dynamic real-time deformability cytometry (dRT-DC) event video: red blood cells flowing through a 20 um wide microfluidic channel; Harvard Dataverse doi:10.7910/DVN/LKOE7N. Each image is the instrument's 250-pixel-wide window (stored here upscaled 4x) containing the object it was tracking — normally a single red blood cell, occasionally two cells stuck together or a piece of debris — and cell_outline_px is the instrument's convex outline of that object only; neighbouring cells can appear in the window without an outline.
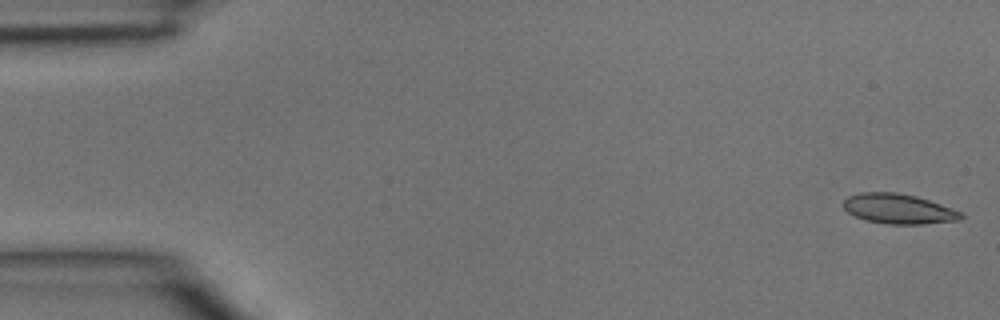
{"species": "common noctule bat (a hibernating species)", "species_latin": "Nyctalus noctula", "temperature_condition": "room temperature", "stored_images_in_passage": 4, "camera_frame_rate_fps": 3000, "um_per_image_px": 0.085, "animal": {"sex": "male", "body_mass_g": 15.6}, "frame": {"image": 1, "passage_image": 1, "time_ms": 0.0, "image_size_px": [1000, 320], "cell_outline_px": [[964, 216], [960, 220], [924, 224], [888, 224], [864, 220], [848, 212], [844, 208], [844, 200], [848, 196], [860, 192], [896, 192], [916, 196], [940, 204], [960, 212]], "centroid_in_image_um": [76.35, 17.75], "position_along_channel_um": 8.6, "area_um2": 20.4}}
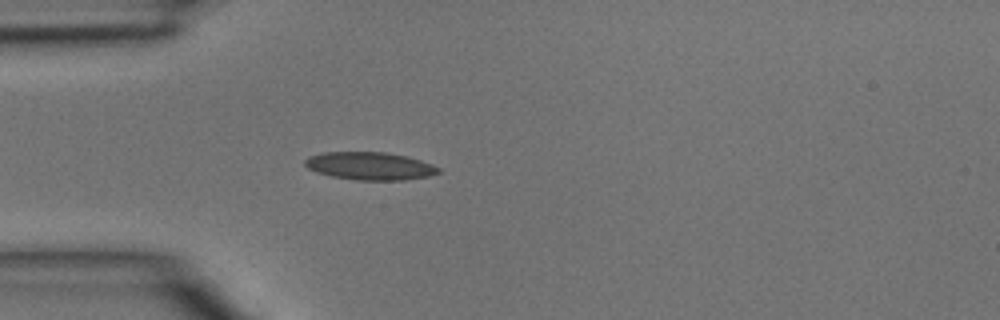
{"frame": {"image": 2, "passage_image": 4, "time_ms": 1.0, "image_size_px": [1000, 320], "cell_outline_px": [[440, 172], [428, 176], [404, 180], [356, 180], [332, 176], [316, 172], [308, 168], [304, 164], [304, 160], [308, 156], [324, 152], [388, 152], [408, 156], [432, 164], [440, 168]], "centroid_in_image_um": [31.43, 14.1], "position_along_channel_um": 53.6, "area_um2": 21.73}}